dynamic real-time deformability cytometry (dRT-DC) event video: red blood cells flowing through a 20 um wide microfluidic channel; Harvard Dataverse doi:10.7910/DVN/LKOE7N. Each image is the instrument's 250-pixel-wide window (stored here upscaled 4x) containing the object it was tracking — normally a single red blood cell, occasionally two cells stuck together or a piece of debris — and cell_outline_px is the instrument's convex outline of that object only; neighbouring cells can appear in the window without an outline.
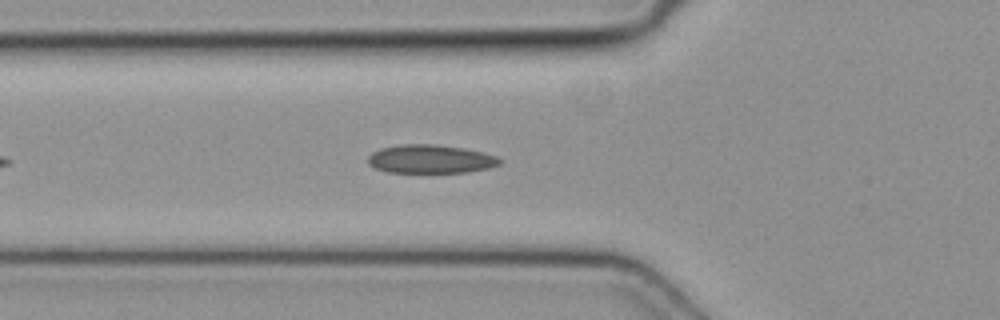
{"species": "common noctule bat (a hibernating species)", "species_latin": "Nyctalus noctula", "temperature_condition": "cold", "stored_images_in_passage": 39, "camera_frame_rate_fps": 3000, "um_per_image_px": 0.085, "animal": {"sex": "female", "body_mass_g": 19.3, "forearm_length_mm": 54.1}, "frame": {"image": 1, "passage_image": 7, "time_ms": 2.0, "image_size_px": [1000, 320], "cell_outline_px": [[504, 160], [500, 164], [488, 168], [468, 172], [388, 172], [376, 168], [368, 164], [368, 156], [372, 152], [380, 148], [400, 144], [436, 144], [464, 148], [484, 152], [496, 156]], "centroid_in_image_um": [36.61, 13.51], "position_along_channel_um": 89.2, "area_um2": 22.02}}
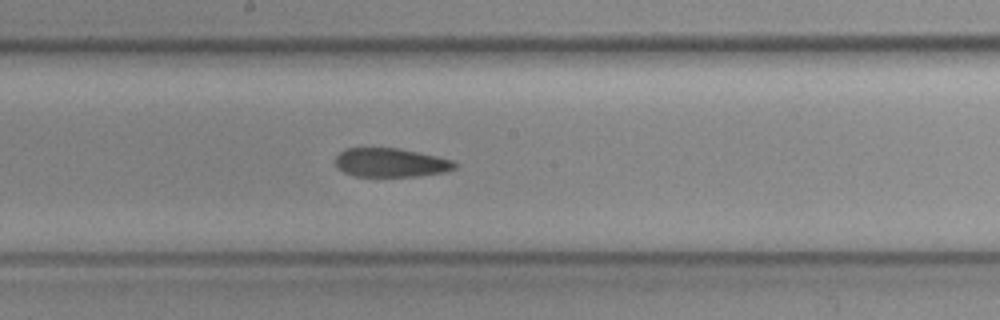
{"frame": {"image": 2, "passage_image": 16, "time_ms": 5.0, "image_size_px": [1000, 320], "cell_outline_px": [[456, 168], [444, 172], [420, 176], [356, 176], [344, 172], [336, 164], [336, 156], [344, 148], [396, 148], [436, 156], [452, 160], [456, 164]], "centroid_in_image_um": [33.21, 13.82], "position_along_channel_um": 215.0, "area_um2": 19.83}}
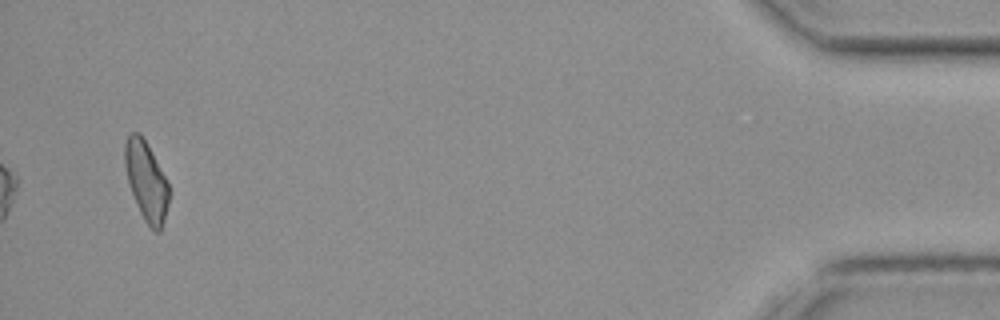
{"frame": {"image": 3, "passage_image": 37, "time_ms": 12.0, "image_size_px": [1000, 320], "cell_outline_px": [[168, 204], [164, 220], [160, 232], [152, 232], [144, 220], [140, 212], [128, 184], [124, 164], [124, 144], [128, 136], [132, 132], [140, 132], [168, 180]], "centroid_in_image_um": [12.42, 15.4], "position_along_channel_um": 422.8, "area_um2": 20.46}}